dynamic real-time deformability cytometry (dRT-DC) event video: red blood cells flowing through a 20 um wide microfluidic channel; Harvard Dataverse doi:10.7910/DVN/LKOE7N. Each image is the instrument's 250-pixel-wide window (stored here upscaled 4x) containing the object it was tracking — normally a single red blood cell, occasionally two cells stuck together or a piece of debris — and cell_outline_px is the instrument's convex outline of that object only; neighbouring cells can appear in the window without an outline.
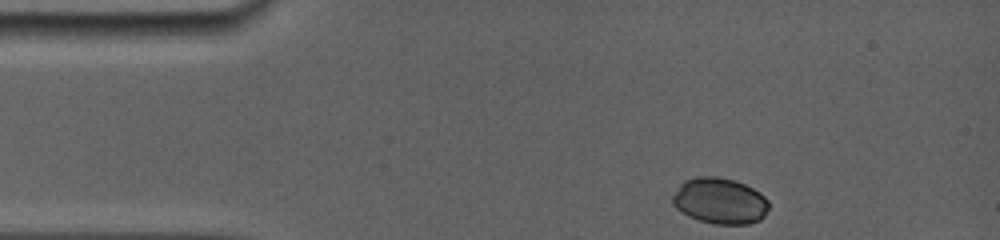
{"species": "common noctule bat (a hibernating species)", "species_latin": "Nyctalus noctula", "temperature_condition": "room temperature", "stored_images_in_passage": 64, "camera_frame_rate_fps": 5000, "um_per_image_px": 0.085, "animal": {"sex": "female", "body_mass_g": 19.0, "forearm_length_mm": 56.7}, "frame": {"image": 1, "passage_image": 1, "time_ms": 0.0, "image_size_px": [1000, 240], "cell_outline_px": [[768, 208], [764, 216], [760, 220], [748, 224], [716, 224], [700, 220], [688, 216], [680, 212], [672, 204], [672, 196], [680, 184], [684, 180], [696, 176], [716, 176], [736, 180], [760, 192], [768, 200]], "centroid_in_image_um": [61.17, 17.07], "position_along_channel_um": 23.8, "area_um2": 26.01}}
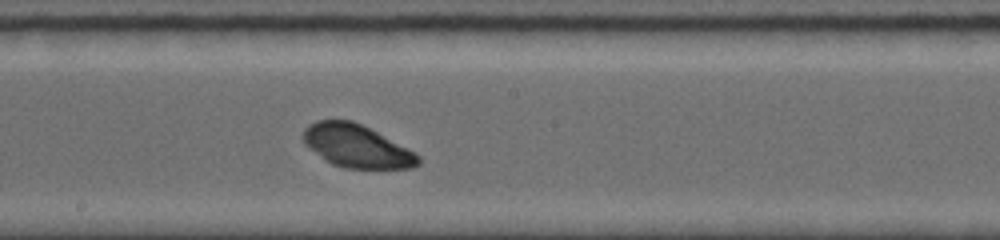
{"frame": {"image": 2, "passage_image": 34, "time_ms": 6.6, "image_size_px": [1000, 240], "cell_outline_px": [[420, 164], [412, 168], [344, 168], [332, 164], [324, 160], [304, 144], [304, 128], [308, 124], [316, 120], [352, 120], [416, 152], [420, 156]], "centroid_in_image_um": [30.31, 12.43], "position_along_channel_um": 217.9, "area_um2": 28.61}}
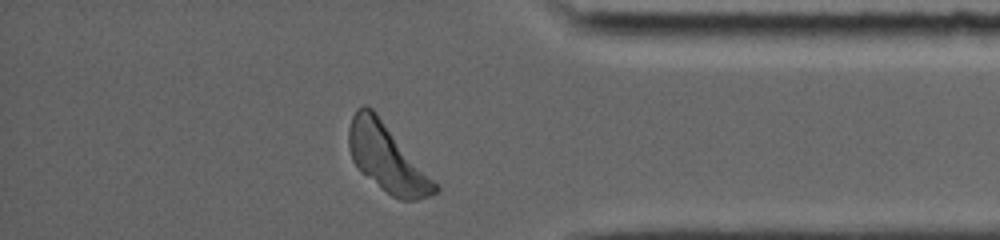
{"frame": {"image": 3, "passage_image": 61, "time_ms": 11.6, "image_size_px": [1000, 240], "cell_outline_px": [[440, 188], [436, 192], [428, 196], [416, 200], [400, 200], [392, 196], [360, 172], [352, 160], [348, 148], [348, 128], [352, 116], [356, 108], [364, 104], [372, 108], [376, 112]], "centroid_in_image_um": [32.83, 13.41], "position_along_channel_um": 402.4, "area_um2": 33.47}, "authors_computed_cell_mechanics": {"area_um2": 28.8422, "velocity_mm_per_s": 3.8412, "shape_relaxation_time_tau1_ms": 0.4741, "shape_relaxation_time_tau2_ms": null, "deformation_change_tau1": 0.0305, "deformation_change_tau2": null}}